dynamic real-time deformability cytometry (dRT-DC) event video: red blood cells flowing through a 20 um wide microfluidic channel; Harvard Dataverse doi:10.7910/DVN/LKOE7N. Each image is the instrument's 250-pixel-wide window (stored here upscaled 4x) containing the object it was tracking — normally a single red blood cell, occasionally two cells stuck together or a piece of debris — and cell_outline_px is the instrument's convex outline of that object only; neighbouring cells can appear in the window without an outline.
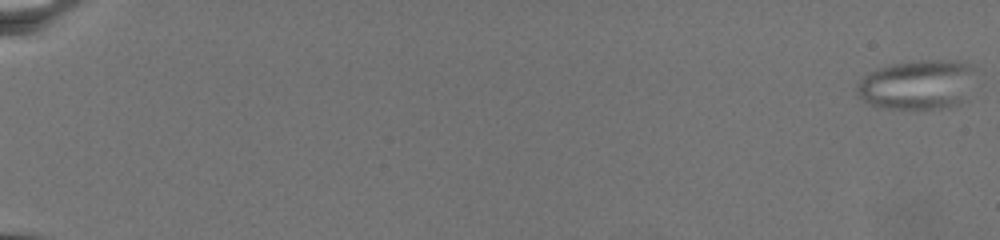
{"species": "common noctule bat (a hibernating species)", "species_latin": "Nyctalus noctula", "temperature_condition": "warm", "stored_images_in_passage": 77, "camera_frame_rate_fps": 3000, "um_per_image_px": 0.085, "animal": {"sex": "female", "body_mass_g": 19.5, "forearm_length_mm": 54.1}, "frame": {"image": 1, "passage_image": 1, "time_ms": 0.0, "image_size_px": [1000, 240], "cell_outline_px": [[976, 68], [960, 104], [948, 108], [876, 108], [856, 96], [856, 84], [868, 72], [876, 68], [892, 64], [920, 60], [956, 60], [972, 64]], "centroid_in_image_um": [77.91, 7.19], "position_along_channel_um": 7.1, "area_um2": 34.39}}
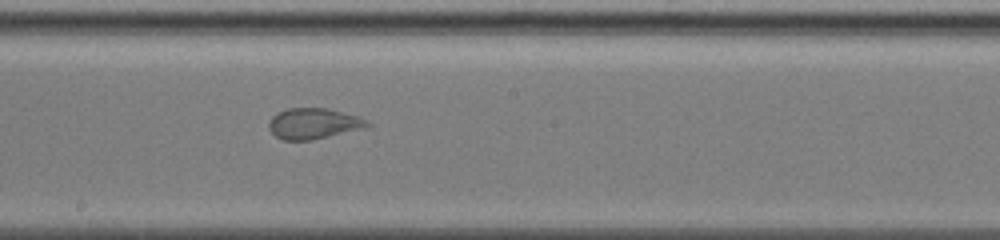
{"frame": {"image": 2, "passage_image": 47, "time_ms": 15.333, "image_size_px": [1000, 240], "cell_outline_px": [[372, 124], [368, 128], [312, 140], [280, 140], [268, 128], [268, 124], [272, 116], [276, 112], [288, 108], [328, 108], [360, 116], [368, 120]], "centroid_in_image_um": [26.7, 10.5], "position_along_channel_um": 221.5, "area_um2": 18.09}}
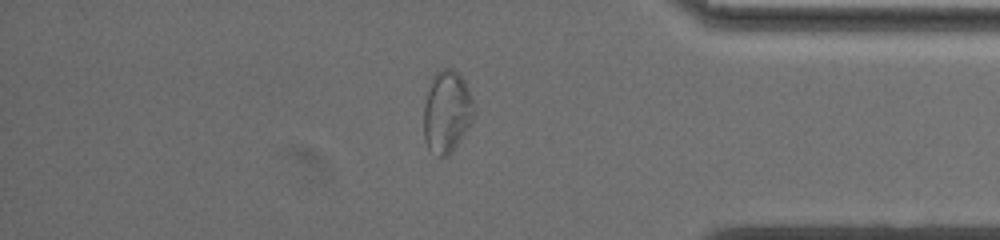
{"frame": {"image": 3, "passage_image": 67, "time_ms": 22.0, "image_size_px": [1000, 240], "cell_outline_px": [[476, 116], [456, 144], [444, 156], [436, 156], [428, 148], [424, 140], [424, 104], [432, 76], [436, 72], [444, 68], [452, 68], [460, 72], [468, 88], [476, 108]], "centroid_in_image_um": [38.0, 9.44], "position_along_channel_um": 397.2, "area_um2": 24.1}}